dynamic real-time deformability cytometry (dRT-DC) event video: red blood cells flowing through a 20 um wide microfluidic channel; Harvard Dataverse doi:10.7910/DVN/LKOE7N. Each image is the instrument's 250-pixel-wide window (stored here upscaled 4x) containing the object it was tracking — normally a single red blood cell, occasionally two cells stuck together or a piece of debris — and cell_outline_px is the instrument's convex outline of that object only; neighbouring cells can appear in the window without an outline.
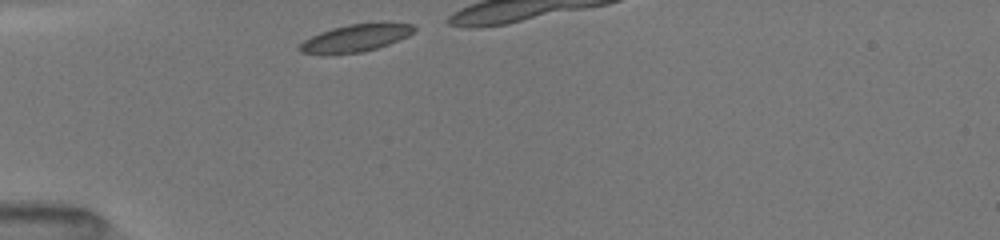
{"species": "common noctule bat (a hibernating species)", "species_latin": "Nyctalus noctula", "temperature_condition": "room temperature", "stored_images_in_passage": 12, "camera_frame_rate_fps": 3000, "um_per_image_px": 0.085, "animal": {"sex": "female", "body_mass_g": 19.5, "forearm_length_mm": 54.1}, "frame": {"image": 1, "passage_image": 1, "time_ms": 0.0, "image_size_px": [1000, 240], "cell_outline_px": [[416, 28], [408, 36], [388, 44], [376, 48], [360, 52], [300, 52], [296, 48], [304, 40], [320, 32], [332, 28], [348, 24], [412, 24]], "centroid_in_image_um": [30.21, 3.22], "position_along_channel_um": 54.8, "area_um2": 17.22}}
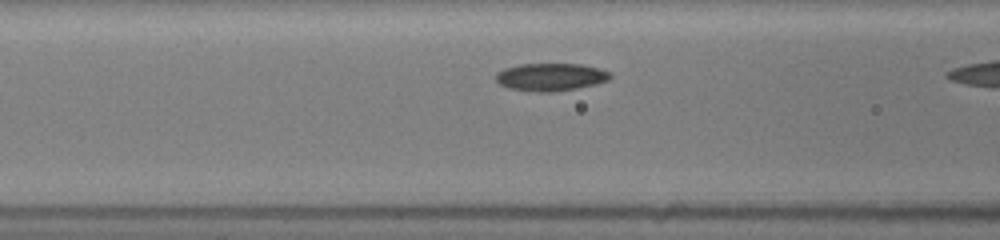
{"frame": {"image": 2, "passage_image": 10, "time_ms": 2.0, "image_size_px": [1000, 240], "cell_outline_px": [[612, 76], [608, 80], [596, 84], [576, 88], [552, 92], [536, 92], [508, 88], [500, 84], [496, 80], [496, 72], [504, 68], [520, 64], [580, 64], [600, 68], [608, 72]], "centroid_in_image_um": [46.79, 6.54], "position_along_channel_um": 119.8, "area_um2": 18.44}}